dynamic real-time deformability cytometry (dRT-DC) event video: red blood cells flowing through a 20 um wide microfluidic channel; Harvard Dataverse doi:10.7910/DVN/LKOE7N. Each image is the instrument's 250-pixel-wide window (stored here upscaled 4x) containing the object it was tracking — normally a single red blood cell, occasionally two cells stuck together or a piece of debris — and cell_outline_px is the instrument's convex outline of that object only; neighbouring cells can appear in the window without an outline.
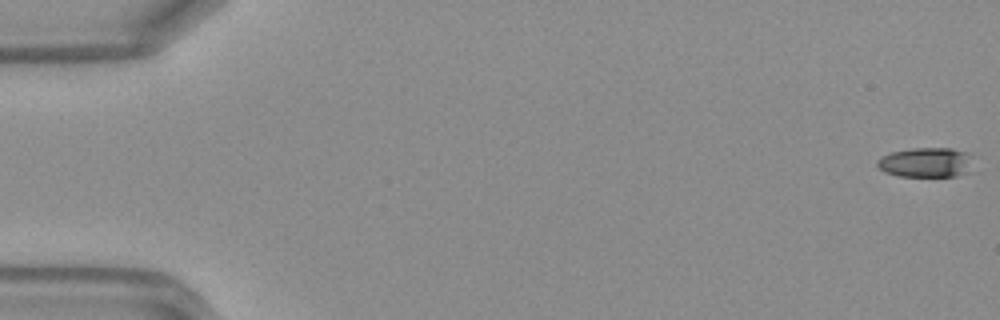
{"species": "Egyptian fruit bat (a non-hibernating species)", "species_latin": "Rousettus aegyptiacus", "temperature_condition": "warm", "stored_images_in_passage": 49, "camera_frame_rate_fps": 3000, "um_per_image_px": 0.085, "frame": {"image": 1, "passage_image": 1, "time_ms": 0.0, "image_size_px": [1000, 320], "cell_outline_px": [[968, 172], [956, 176], [900, 176], [884, 172], [876, 164], [876, 160], [880, 156], [892, 152], [912, 148], [952, 148], [968, 152]], "centroid_in_image_um": [78.62, 13.8], "position_along_channel_um": 6.4, "area_um2": 16.42}}
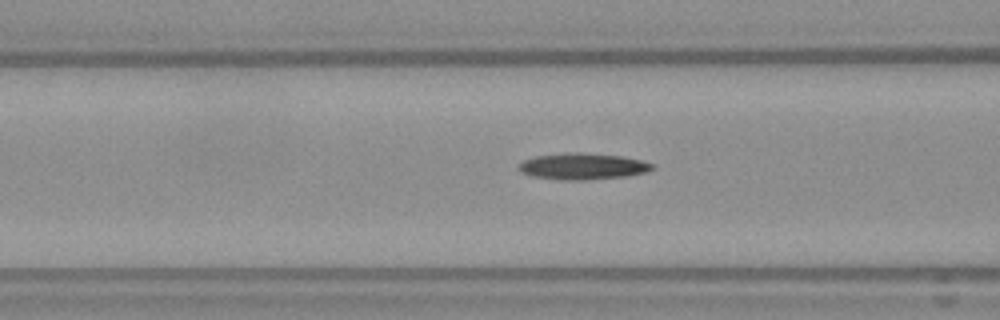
{"frame": {"image": 2, "passage_image": 20, "time_ms": 6.333, "image_size_px": [1000, 320], "cell_outline_px": [[656, 168], [644, 172], [628, 176], [584, 180], [560, 180], [532, 176], [520, 172], [516, 168], [516, 164], [524, 160], [536, 156], [576, 152], [580, 152], [620, 156], [640, 160], [652, 164]], "centroid_in_image_um": [49.47, 14.15], "position_along_channel_um": 117.1, "area_um2": 20.52}}
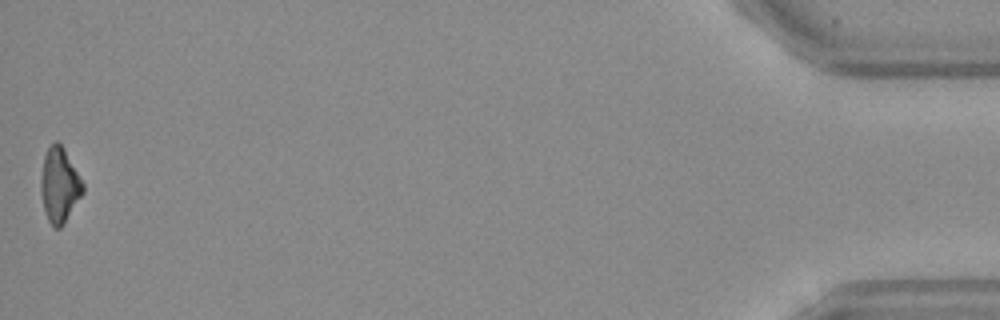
{"frame": {"image": 3, "passage_image": 49, "time_ms": 16.0, "image_size_px": [1000, 320], "cell_outline_px": [[84, 192], [64, 224], [60, 228], [52, 228], [48, 220], [44, 208], [40, 192], [40, 180], [44, 156], [48, 148], [56, 140], [64, 148], [84, 184]], "centroid_in_image_um": [5.05, 15.76], "position_along_channel_um": 430.1, "area_um2": 18.32}}